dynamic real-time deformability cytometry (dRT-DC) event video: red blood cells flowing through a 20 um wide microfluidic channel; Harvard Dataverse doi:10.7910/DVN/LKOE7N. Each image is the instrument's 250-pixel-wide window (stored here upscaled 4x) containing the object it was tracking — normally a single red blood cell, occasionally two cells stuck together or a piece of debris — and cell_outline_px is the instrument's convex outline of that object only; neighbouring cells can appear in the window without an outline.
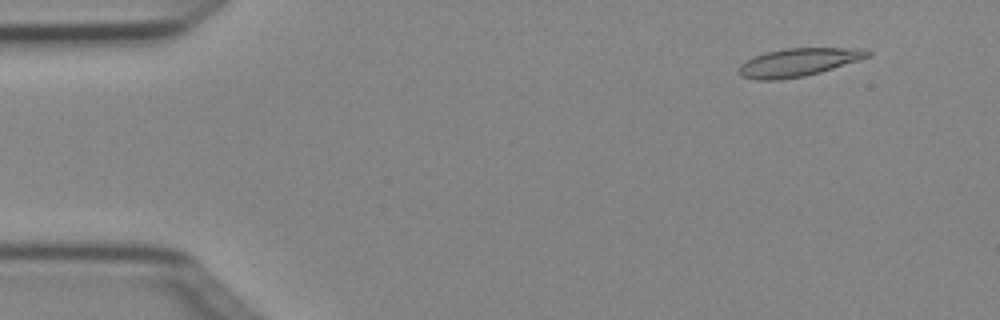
{"species": "Egyptian fruit bat (a non-hibernating species)", "species_latin": "Rousettus aegyptiacus", "temperature_condition": "cold", "stored_images_in_passage": 4, "camera_frame_rate_fps": 3000, "um_per_image_px": 0.085, "animal": {"sex": "female"}, "frame": {"image": 1, "passage_image": 2, "time_ms": 0.333, "image_size_px": [1000, 320], "cell_outline_px": [[872, 56], [820, 72], [804, 76], [780, 80], [756, 80], [740, 76], [736, 72], [740, 64], [764, 52], [784, 48], [868, 48], [872, 52]], "centroid_in_image_um": [67.87, 5.29], "position_along_channel_um": 17.1, "area_um2": 21.33}}
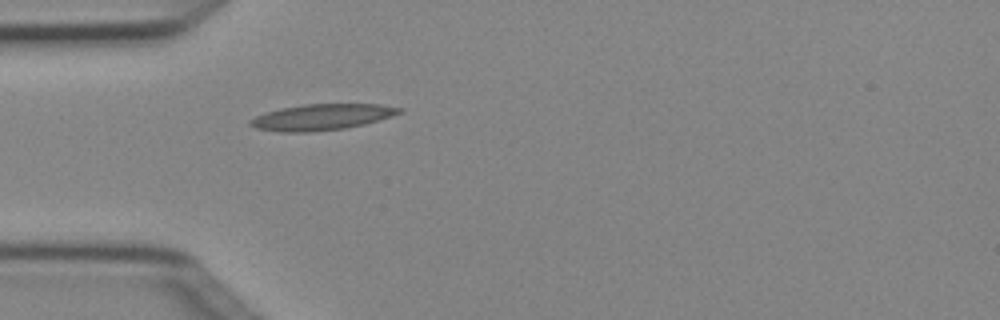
{"frame": {"image": 2, "passage_image": 4, "time_ms": 1.0, "image_size_px": [1000, 320], "cell_outline_px": [[404, 112], [392, 116], [364, 124], [344, 128], [308, 132], [280, 132], [256, 128], [248, 124], [248, 120], [256, 116], [280, 108], [304, 104], [380, 104], [404, 108]], "centroid_in_image_um": [27.37, 9.94], "position_along_channel_um": 57.6, "area_um2": 22.6}}